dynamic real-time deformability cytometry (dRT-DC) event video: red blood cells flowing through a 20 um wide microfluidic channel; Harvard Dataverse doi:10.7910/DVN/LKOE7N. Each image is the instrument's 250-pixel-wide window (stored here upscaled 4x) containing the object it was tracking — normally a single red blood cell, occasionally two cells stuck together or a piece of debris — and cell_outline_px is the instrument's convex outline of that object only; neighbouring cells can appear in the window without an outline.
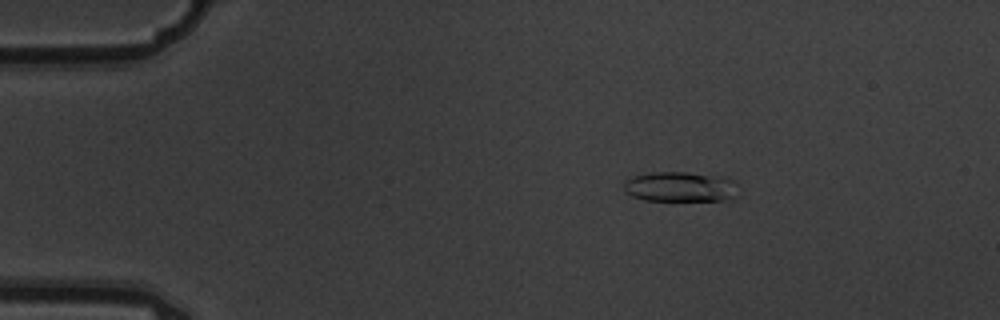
{"species": "common noctule bat (a hibernating species)", "species_latin": "Nyctalus noctula", "temperature_condition": "warm", "stored_images_in_passage": 5, "camera_frame_rate_fps": 3000, "um_per_image_px": 0.085, "animal": {"sex": "male", "body_mass_g": 19.5, "forearm_length_mm": 54.6}, "frame": {"image": 1, "passage_image": 3, "time_ms": 0.667, "image_size_px": [1000, 320], "cell_outline_px": [[740, 184], [736, 196], [732, 200], [644, 200], [632, 196], [624, 192], [624, 180], [632, 176], [652, 172], [688, 172], [736, 180]], "centroid_in_image_um": [57.84, 15.88], "position_along_channel_um": 27.2, "area_um2": 20.29}}